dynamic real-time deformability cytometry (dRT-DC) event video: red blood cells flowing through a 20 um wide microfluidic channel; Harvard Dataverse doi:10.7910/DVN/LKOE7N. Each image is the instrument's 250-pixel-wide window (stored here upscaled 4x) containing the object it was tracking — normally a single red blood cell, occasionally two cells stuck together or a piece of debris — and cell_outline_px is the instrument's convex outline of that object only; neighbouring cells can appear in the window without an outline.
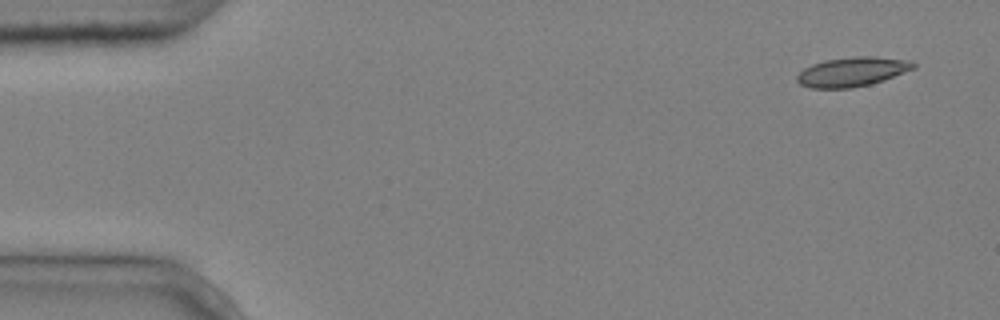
{"species": "common noctule bat (a hibernating species)", "species_latin": "Nyctalus noctula", "temperature_condition": "cold", "stored_images_in_passage": 4, "camera_frame_rate_fps": 3000, "um_per_image_px": 0.085, "animal": {"sex": "male", "body_mass_g": 20.4}, "frame": {"image": 1, "passage_image": 1, "time_ms": 0.0, "image_size_px": [1000, 320], "cell_outline_px": [[916, 68], [884, 80], [872, 84], [852, 88], [812, 88], [800, 84], [796, 80], [796, 76], [804, 68], [812, 64], [824, 60], [852, 56], [872, 56], [912, 60], [916, 64]], "centroid_in_image_um": [72.46, 6.09], "position_along_channel_um": 12.5, "area_um2": 20.17}}
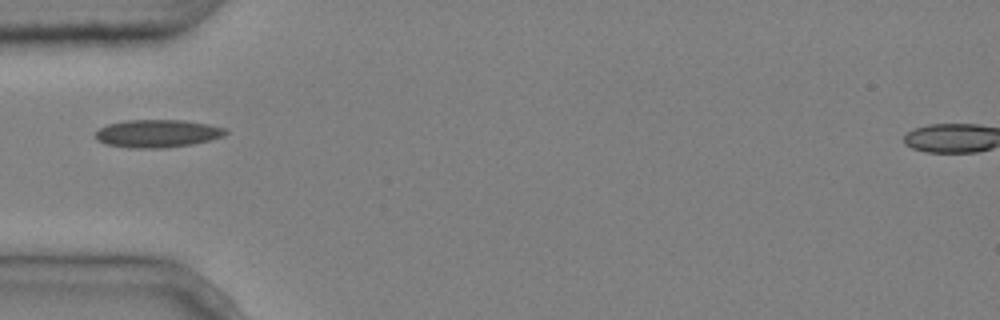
{"frame": {"image": 2, "passage_image": 4, "time_ms": 1.0, "image_size_px": [1000, 320], "cell_outline_px": [[228, 132], [224, 136], [192, 144], [164, 148], [128, 148], [104, 144], [96, 140], [96, 132], [100, 128], [108, 124], [124, 120], [184, 120], [208, 124], [228, 128]], "centroid_in_image_um": [13.38, 11.35], "position_along_channel_um": 71.6, "area_um2": 21.27}}